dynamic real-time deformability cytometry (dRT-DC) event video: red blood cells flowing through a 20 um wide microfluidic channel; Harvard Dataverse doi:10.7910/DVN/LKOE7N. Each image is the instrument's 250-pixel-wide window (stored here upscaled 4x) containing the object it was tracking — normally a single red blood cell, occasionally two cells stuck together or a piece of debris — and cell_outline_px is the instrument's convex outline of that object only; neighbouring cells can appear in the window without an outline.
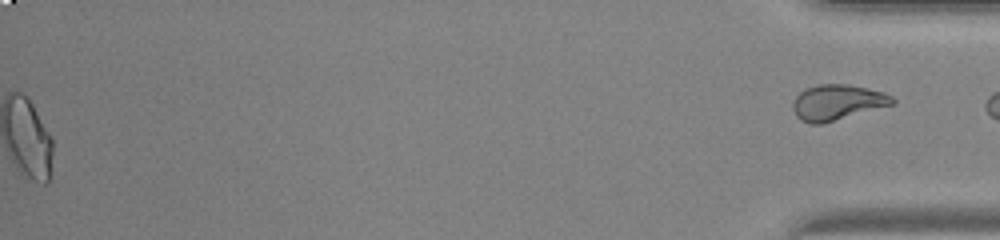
{"species": "common noctule bat (a hibernating species)", "species_latin": "Nyctalus noctula", "temperature_condition": "warm", "stored_images_in_passage": 47, "segment_of_instrument_passage": [2, 2], "camera_frame_rate_fps": 3000, "um_per_image_px": 0.085, "animal": {"sex": "male", "body_mass_g": 20.0, "forearm_length_mm": 53.3}, "frame": {"image": 1, "passage_image": 47, "time_ms": 15.333, "image_size_px": [1000, 240], "cell_outline_px": [[896, 104], [824, 124], [808, 124], [800, 120], [796, 116], [792, 108], [792, 104], [796, 96], [800, 92], [808, 88], [820, 84], [848, 84], [884, 92], [892, 96], [896, 100]], "centroid_in_image_um": [71.19, 8.72], "position_along_channel_um": 364.0, "area_um2": 20.92}}